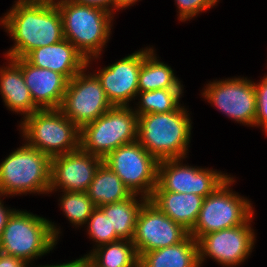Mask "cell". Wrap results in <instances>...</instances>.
Masks as SVG:
<instances>
[{
    "instance_id": "cell-4",
    "label": "cell",
    "mask_w": 267,
    "mask_h": 267,
    "mask_svg": "<svg viewBox=\"0 0 267 267\" xmlns=\"http://www.w3.org/2000/svg\"><path fill=\"white\" fill-rule=\"evenodd\" d=\"M59 230L43 217L15 209L3 229L0 251L29 264L56 246Z\"/></svg>"
},
{
    "instance_id": "cell-17",
    "label": "cell",
    "mask_w": 267,
    "mask_h": 267,
    "mask_svg": "<svg viewBox=\"0 0 267 267\" xmlns=\"http://www.w3.org/2000/svg\"><path fill=\"white\" fill-rule=\"evenodd\" d=\"M13 60L21 67L34 104L39 109H59L69 80L58 72L35 67L25 58Z\"/></svg>"
},
{
    "instance_id": "cell-32",
    "label": "cell",
    "mask_w": 267,
    "mask_h": 267,
    "mask_svg": "<svg viewBox=\"0 0 267 267\" xmlns=\"http://www.w3.org/2000/svg\"><path fill=\"white\" fill-rule=\"evenodd\" d=\"M71 1L84 4V5H88V6L98 7L111 13H113L112 11L115 10L114 0H71Z\"/></svg>"
},
{
    "instance_id": "cell-18",
    "label": "cell",
    "mask_w": 267,
    "mask_h": 267,
    "mask_svg": "<svg viewBox=\"0 0 267 267\" xmlns=\"http://www.w3.org/2000/svg\"><path fill=\"white\" fill-rule=\"evenodd\" d=\"M30 64L64 75L69 81L86 67L87 60L67 39L39 47L24 57Z\"/></svg>"
},
{
    "instance_id": "cell-30",
    "label": "cell",
    "mask_w": 267,
    "mask_h": 267,
    "mask_svg": "<svg viewBox=\"0 0 267 267\" xmlns=\"http://www.w3.org/2000/svg\"><path fill=\"white\" fill-rule=\"evenodd\" d=\"M179 9V18L182 21L191 19L201 11H205L218 2V0H176Z\"/></svg>"
},
{
    "instance_id": "cell-22",
    "label": "cell",
    "mask_w": 267,
    "mask_h": 267,
    "mask_svg": "<svg viewBox=\"0 0 267 267\" xmlns=\"http://www.w3.org/2000/svg\"><path fill=\"white\" fill-rule=\"evenodd\" d=\"M87 194L96 207L123 201L132 193L105 163L97 168Z\"/></svg>"
},
{
    "instance_id": "cell-29",
    "label": "cell",
    "mask_w": 267,
    "mask_h": 267,
    "mask_svg": "<svg viewBox=\"0 0 267 267\" xmlns=\"http://www.w3.org/2000/svg\"><path fill=\"white\" fill-rule=\"evenodd\" d=\"M256 93V117L254 126H261L267 133V76L258 84L254 83Z\"/></svg>"
},
{
    "instance_id": "cell-31",
    "label": "cell",
    "mask_w": 267,
    "mask_h": 267,
    "mask_svg": "<svg viewBox=\"0 0 267 267\" xmlns=\"http://www.w3.org/2000/svg\"><path fill=\"white\" fill-rule=\"evenodd\" d=\"M24 260L14 257L12 255L4 254L0 251V267H28ZM49 265H43L38 267H48Z\"/></svg>"
},
{
    "instance_id": "cell-36",
    "label": "cell",
    "mask_w": 267,
    "mask_h": 267,
    "mask_svg": "<svg viewBox=\"0 0 267 267\" xmlns=\"http://www.w3.org/2000/svg\"><path fill=\"white\" fill-rule=\"evenodd\" d=\"M48 267H74L70 262L59 265H49Z\"/></svg>"
},
{
    "instance_id": "cell-10",
    "label": "cell",
    "mask_w": 267,
    "mask_h": 267,
    "mask_svg": "<svg viewBox=\"0 0 267 267\" xmlns=\"http://www.w3.org/2000/svg\"><path fill=\"white\" fill-rule=\"evenodd\" d=\"M86 68L68 82L59 108L79 129L113 107L95 73L86 75Z\"/></svg>"
},
{
    "instance_id": "cell-12",
    "label": "cell",
    "mask_w": 267,
    "mask_h": 267,
    "mask_svg": "<svg viewBox=\"0 0 267 267\" xmlns=\"http://www.w3.org/2000/svg\"><path fill=\"white\" fill-rule=\"evenodd\" d=\"M253 215L242 225L203 235L198 242L199 264L209 256L223 266L236 267L252 252L255 235L250 227Z\"/></svg>"
},
{
    "instance_id": "cell-16",
    "label": "cell",
    "mask_w": 267,
    "mask_h": 267,
    "mask_svg": "<svg viewBox=\"0 0 267 267\" xmlns=\"http://www.w3.org/2000/svg\"><path fill=\"white\" fill-rule=\"evenodd\" d=\"M151 49H142L128 55L95 74L113 106H129V100L135 99L143 58Z\"/></svg>"
},
{
    "instance_id": "cell-24",
    "label": "cell",
    "mask_w": 267,
    "mask_h": 267,
    "mask_svg": "<svg viewBox=\"0 0 267 267\" xmlns=\"http://www.w3.org/2000/svg\"><path fill=\"white\" fill-rule=\"evenodd\" d=\"M171 67L158 61L153 48L144 56L138 76V92L182 89Z\"/></svg>"
},
{
    "instance_id": "cell-34",
    "label": "cell",
    "mask_w": 267,
    "mask_h": 267,
    "mask_svg": "<svg viewBox=\"0 0 267 267\" xmlns=\"http://www.w3.org/2000/svg\"><path fill=\"white\" fill-rule=\"evenodd\" d=\"M74 267H98L86 255L70 262Z\"/></svg>"
},
{
    "instance_id": "cell-25",
    "label": "cell",
    "mask_w": 267,
    "mask_h": 267,
    "mask_svg": "<svg viewBox=\"0 0 267 267\" xmlns=\"http://www.w3.org/2000/svg\"><path fill=\"white\" fill-rule=\"evenodd\" d=\"M86 256L98 267H139V257L131 240L100 245Z\"/></svg>"
},
{
    "instance_id": "cell-11",
    "label": "cell",
    "mask_w": 267,
    "mask_h": 267,
    "mask_svg": "<svg viewBox=\"0 0 267 267\" xmlns=\"http://www.w3.org/2000/svg\"><path fill=\"white\" fill-rule=\"evenodd\" d=\"M180 162V158L159 161L157 185L153 191L193 193L205 198L229 178L213 169L183 166Z\"/></svg>"
},
{
    "instance_id": "cell-8",
    "label": "cell",
    "mask_w": 267,
    "mask_h": 267,
    "mask_svg": "<svg viewBox=\"0 0 267 267\" xmlns=\"http://www.w3.org/2000/svg\"><path fill=\"white\" fill-rule=\"evenodd\" d=\"M229 177L204 198L198 220L189 234L198 241L203 235L244 224L253 214L250 201L230 190Z\"/></svg>"
},
{
    "instance_id": "cell-7",
    "label": "cell",
    "mask_w": 267,
    "mask_h": 267,
    "mask_svg": "<svg viewBox=\"0 0 267 267\" xmlns=\"http://www.w3.org/2000/svg\"><path fill=\"white\" fill-rule=\"evenodd\" d=\"M129 106H113L80 129L79 147L104 159L116 148L137 140L138 115Z\"/></svg>"
},
{
    "instance_id": "cell-35",
    "label": "cell",
    "mask_w": 267,
    "mask_h": 267,
    "mask_svg": "<svg viewBox=\"0 0 267 267\" xmlns=\"http://www.w3.org/2000/svg\"><path fill=\"white\" fill-rule=\"evenodd\" d=\"M138 0H114V8L115 9H123L125 7L131 6L136 3Z\"/></svg>"
},
{
    "instance_id": "cell-13",
    "label": "cell",
    "mask_w": 267,
    "mask_h": 267,
    "mask_svg": "<svg viewBox=\"0 0 267 267\" xmlns=\"http://www.w3.org/2000/svg\"><path fill=\"white\" fill-rule=\"evenodd\" d=\"M202 95L209 103L229 118L254 126L256 93L254 82L244 78L219 80L208 83Z\"/></svg>"
},
{
    "instance_id": "cell-14",
    "label": "cell",
    "mask_w": 267,
    "mask_h": 267,
    "mask_svg": "<svg viewBox=\"0 0 267 267\" xmlns=\"http://www.w3.org/2000/svg\"><path fill=\"white\" fill-rule=\"evenodd\" d=\"M188 235V230L147 200L138 213L132 242L140 257L143 253L178 244Z\"/></svg>"
},
{
    "instance_id": "cell-27",
    "label": "cell",
    "mask_w": 267,
    "mask_h": 267,
    "mask_svg": "<svg viewBox=\"0 0 267 267\" xmlns=\"http://www.w3.org/2000/svg\"><path fill=\"white\" fill-rule=\"evenodd\" d=\"M60 199V206L65 212V216L75 226L86 224L91 213L96 208L87 192L64 191Z\"/></svg>"
},
{
    "instance_id": "cell-20",
    "label": "cell",
    "mask_w": 267,
    "mask_h": 267,
    "mask_svg": "<svg viewBox=\"0 0 267 267\" xmlns=\"http://www.w3.org/2000/svg\"><path fill=\"white\" fill-rule=\"evenodd\" d=\"M8 66L0 68V94L7 108L24 115H32L39 108L34 104L30 91L25 83L21 67L8 58Z\"/></svg>"
},
{
    "instance_id": "cell-15",
    "label": "cell",
    "mask_w": 267,
    "mask_h": 267,
    "mask_svg": "<svg viewBox=\"0 0 267 267\" xmlns=\"http://www.w3.org/2000/svg\"><path fill=\"white\" fill-rule=\"evenodd\" d=\"M103 159L82 150L51 158L49 192L62 189L70 192H87L94 174Z\"/></svg>"
},
{
    "instance_id": "cell-23",
    "label": "cell",
    "mask_w": 267,
    "mask_h": 267,
    "mask_svg": "<svg viewBox=\"0 0 267 267\" xmlns=\"http://www.w3.org/2000/svg\"><path fill=\"white\" fill-rule=\"evenodd\" d=\"M136 197H138L137 194H132L123 201L99 207L109 218L111 228L115 229L116 236L120 240H133L138 213L148 200L146 197L140 196L142 200L138 201Z\"/></svg>"
},
{
    "instance_id": "cell-6",
    "label": "cell",
    "mask_w": 267,
    "mask_h": 267,
    "mask_svg": "<svg viewBox=\"0 0 267 267\" xmlns=\"http://www.w3.org/2000/svg\"><path fill=\"white\" fill-rule=\"evenodd\" d=\"M26 144L50 158L79 148L80 129L60 109H39L21 123Z\"/></svg>"
},
{
    "instance_id": "cell-28",
    "label": "cell",
    "mask_w": 267,
    "mask_h": 267,
    "mask_svg": "<svg viewBox=\"0 0 267 267\" xmlns=\"http://www.w3.org/2000/svg\"><path fill=\"white\" fill-rule=\"evenodd\" d=\"M88 234L93 239L92 241L97 242L96 246L111 243L120 240L115 233V229L111 228L109 218L106 217L104 212L96 207L88 221Z\"/></svg>"
},
{
    "instance_id": "cell-9",
    "label": "cell",
    "mask_w": 267,
    "mask_h": 267,
    "mask_svg": "<svg viewBox=\"0 0 267 267\" xmlns=\"http://www.w3.org/2000/svg\"><path fill=\"white\" fill-rule=\"evenodd\" d=\"M103 163L120 177L132 194L151 197L157 185L159 161L137 140L116 148Z\"/></svg>"
},
{
    "instance_id": "cell-1",
    "label": "cell",
    "mask_w": 267,
    "mask_h": 267,
    "mask_svg": "<svg viewBox=\"0 0 267 267\" xmlns=\"http://www.w3.org/2000/svg\"><path fill=\"white\" fill-rule=\"evenodd\" d=\"M57 0H18L1 18L15 45L8 58H24L30 51L64 39L62 18Z\"/></svg>"
},
{
    "instance_id": "cell-19",
    "label": "cell",
    "mask_w": 267,
    "mask_h": 267,
    "mask_svg": "<svg viewBox=\"0 0 267 267\" xmlns=\"http://www.w3.org/2000/svg\"><path fill=\"white\" fill-rule=\"evenodd\" d=\"M148 200L190 232L198 220L204 197L193 193L153 191Z\"/></svg>"
},
{
    "instance_id": "cell-2",
    "label": "cell",
    "mask_w": 267,
    "mask_h": 267,
    "mask_svg": "<svg viewBox=\"0 0 267 267\" xmlns=\"http://www.w3.org/2000/svg\"><path fill=\"white\" fill-rule=\"evenodd\" d=\"M188 114L179 106L173 112L138 116L137 141L158 161L183 160L191 137Z\"/></svg>"
},
{
    "instance_id": "cell-5",
    "label": "cell",
    "mask_w": 267,
    "mask_h": 267,
    "mask_svg": "<svg viewBox=\"0 0 267 267\" xmlns=\"http://www.w3.org/2000/svg\"><path fill=\"white\" fill-rule=\"evenodd\" d=\"M51 158L25 144L0 164V196L49 193Z\"/></svg>"
},
{
    "instance_id": "cell-33",
    "label": "cell",
    "mask_w": 267,
    "mask_h": 267,
    "mask_svg": "<svg viewBox=\"0 0 267 267\" xmlns=\"http://www.w3.org/2000/svg\"><path fill=\"white\" fill-rule=\"evenodd\" d=\"M14 209H6L3 204H2V200L0 199V239L3 233V229L7 223L8 218L10 217V215L13 213Z\"/></svg>"
},
{
    "instance_id": "cell-21",
    "label": "cell",
    "mask_w": 267,
    "mask_h": 267,
    "mask_svg": "<svg viewBox=\"0 0 267 267\" xmlns=\"http://www.w3.org/2000/svg\"><path fill=\"white\" fill-rule=\"evenodd\" d=\"M139 267H200L198 242L189 234L178 244L143 253Z\"/></svg>"
},
{
    "instance_id": "cell-3",
    "label": "cell",
    "mask_w": 267,
    "mask_h": 267,
    "mask_svg": "<svg viewBox=\"0 0 267 267\" xmlns=\"http://www.w3.org/2000/svg\"><path fill=\"white\" fill-rule=\"evenodd\" d=\"M60 11L64 38L87 60L99 56L111 33L114 13L71 0L55 2Z\"/></svg>"
},
{
    "instance_id": "cell-26",
    "label": "cell",
    "mask_w": 267,
    "mask_h": 267,
    "mask_svg": "<svg viewBox=\"0 0 267 267\" xmlns=\"http://www.w3.org/2000/svg\"><path fill=\"white\" fill-rule=\"evenodd\" d=\"M183 93L182 89H157L152 91L138 92L140 104L134 112L141 116L151 113H168L175 111L179 106V100Z\"/></svg>"
}]
</instances>
